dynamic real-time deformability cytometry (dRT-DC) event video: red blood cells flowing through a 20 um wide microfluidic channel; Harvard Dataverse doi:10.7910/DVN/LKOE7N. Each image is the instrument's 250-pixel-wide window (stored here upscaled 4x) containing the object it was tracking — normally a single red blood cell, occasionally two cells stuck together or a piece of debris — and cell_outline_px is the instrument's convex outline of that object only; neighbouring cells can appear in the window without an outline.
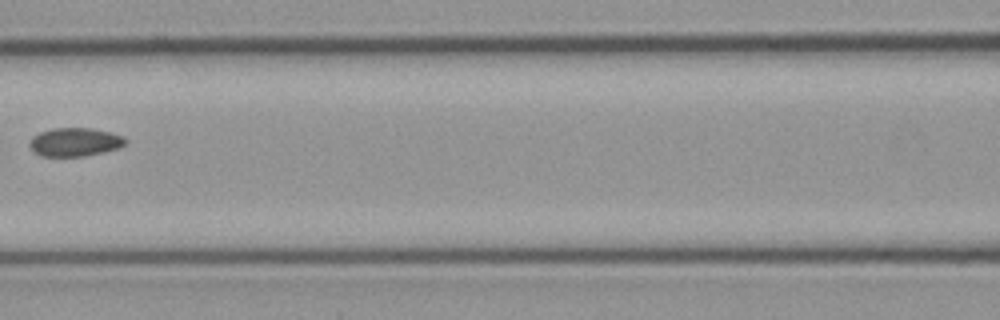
{"species": "common noctule bat (a hibernating species)", "species_latin": "Nyctalus noctula", "temperature_condition": "cold", "stored_images_in_passage": 8, "camera_frame_rate_fps": 3000, "um_per_image_px": 0.085, "animal": {"sex": "male", "body_mass_g": 23.1, "forearm_length_mm": 52.7}, "frame": {"image": 1, "passage_image": 8, "time_ms": 2.333, "image_size_px": [1000, 320], "cell_outline_px": [[128, 140], [124, 144], [116, 148], [104, 152], [84, 156], [40, 156], [28, 144], [32, 136], [40, 132], [52, 128], [92, 128], [112, 132], [124, 136]], "centroid_in_image_um": [6.37, 12.06], "position_along_channel_um": 160.2, "area_um2": 15.95}}